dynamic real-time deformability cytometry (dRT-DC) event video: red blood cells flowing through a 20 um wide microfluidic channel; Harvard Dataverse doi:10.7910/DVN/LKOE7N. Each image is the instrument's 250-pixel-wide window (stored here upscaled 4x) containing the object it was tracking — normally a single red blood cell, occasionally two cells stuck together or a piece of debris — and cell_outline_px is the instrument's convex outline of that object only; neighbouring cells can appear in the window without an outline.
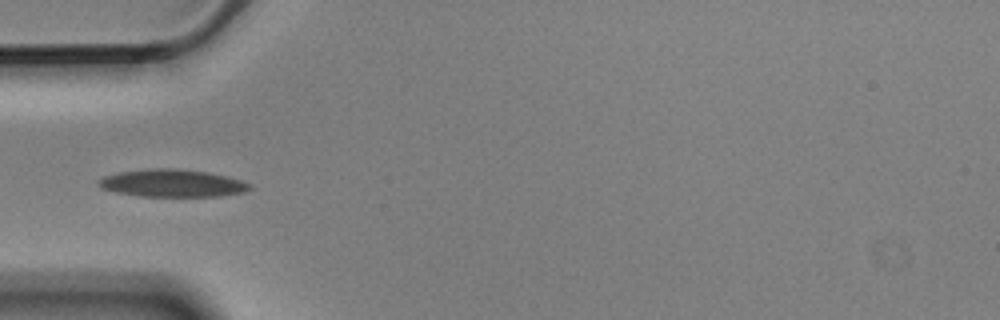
{"species": "Egyptian fruit bat (a non-hibernating species)", "species_latin": "Rousettus aegyptiacus", "temperature_condition": "cold", "stored_images_in_passage": 4, "camera_frame_rate_fps": 3000, "um_per_image_px": 0.085, "animal": {"sex": "male"}, "frame": {"image": 1, "passage_image": 1, "time_ms": 0.0, "image_size_px": [1000, 320], "cell_outline_px": [[252, 188], [244, 192], [220, 196], [136, 196], [116, 192], [100, 188], [96, 184], [104, 176], [120, 172], [148, 168], [176, 168], [208, 172], [240, 180], [252, 184]], "centroid_in_image_um": [14.63, 15.57], "position_along_channel_um": 70.4, "area_um2": 24.28}}
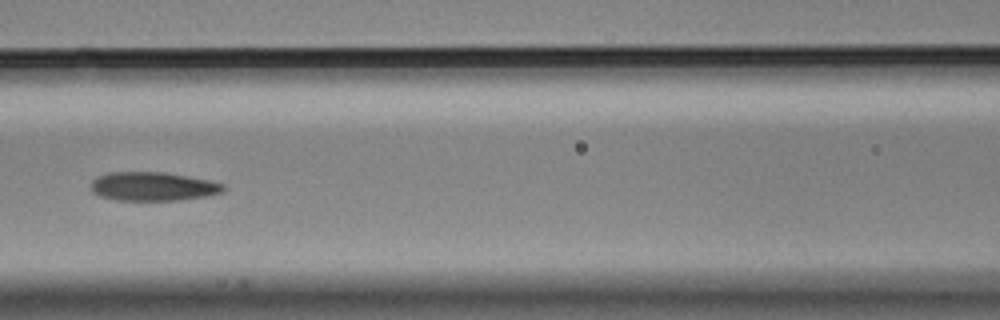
{"frame": {"image": 2, "passage_image": 3, "time_ms": 0.667, "image_size_px": [1000, 320], "cell_outline_px": [[224, 192], [204, 196], [176, 200], [116, 200], [100, 196], [92, 192], [92, 180], [96, 176], [108, 172], [164, 172], [208, 180], [224, 184]], "centroid_in_image_um": [12.96, 15.84], "position_along_channel_um": 153.6, "area_um2": 22.08}}
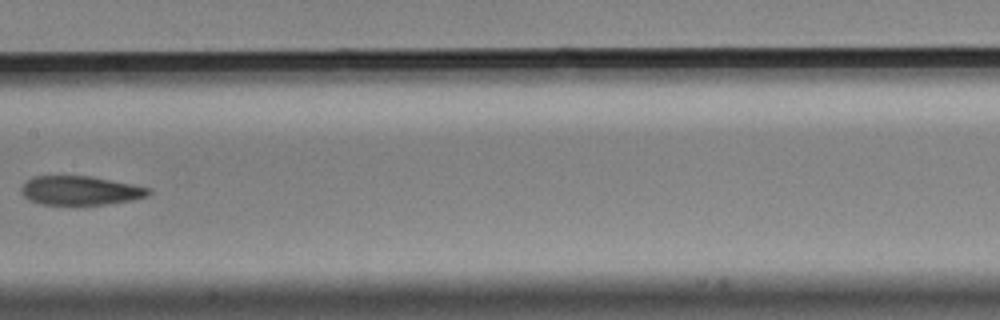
{"frame": {"image": 3, "passage_image": 4, "time_ms": 1.0, "image_size_px": [1000, 320], "cell_outline_px": [[152, 192], [148, 196], [132, 200], [108, 204], [76, 208], [40, 204], [28, 200], [20, 192], [20, 188], [32, 176], [88, 176], [132, 184], [152, 188]], "centroid_in_image_um": [6.81, 16.25], "position_along_channel_um": 200.6, "area_um2": 22.48}}